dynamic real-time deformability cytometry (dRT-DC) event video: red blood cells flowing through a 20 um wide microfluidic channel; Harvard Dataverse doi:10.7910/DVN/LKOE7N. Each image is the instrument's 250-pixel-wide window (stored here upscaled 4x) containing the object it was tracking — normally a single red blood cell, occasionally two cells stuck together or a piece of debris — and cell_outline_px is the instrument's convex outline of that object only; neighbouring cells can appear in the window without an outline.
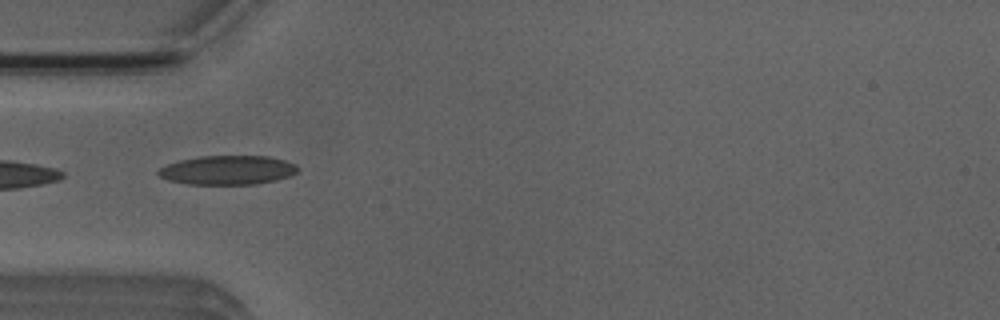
{"species": "Egyptian fruit bat (a non-hibernating species)", "species_latin": "Rousettus aegyptiacus", "temperature_condition": "room temperature", "stored_images_in_passage": 7, "camera_frame_rate_fps": 3000, "um_per_image_px": 0.085, "animal": {"sex": "male"}, "frame": {"image": 1, "passage_image": 1, "time_ms": 0.0, "image_size_px": [1000, 320], "cell_outline_px": [[296, 172], [288, 176], [276, 180], [256, 184], [188, 184], [168, 180], [160, 176], [156, 172], [160, 168], [168, 164], [180, 160], [196, 156], [268, 156], [284, 160], [296, 164]], "centroid_in_image_um": [19.32, 14.45], "position_along_channel_um": 65.7, "area_um2": 23.52}}
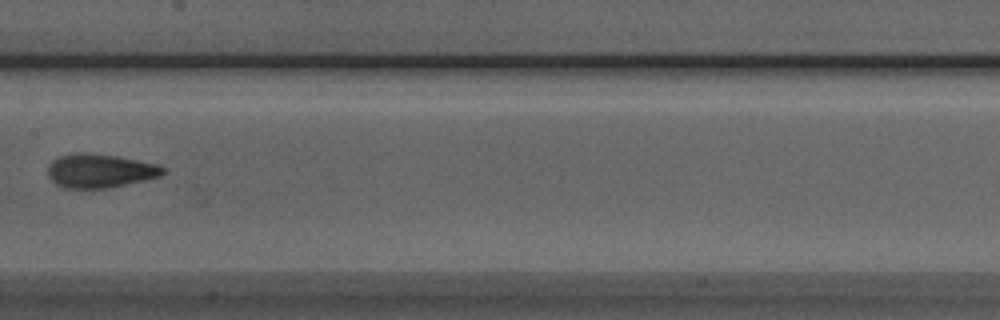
{"frame": {"image": 2, "passage_image": 4, "time_ms": 3.333, "image_size_px": [1000, 320], "cell_outline_px": [[164, 172], [160, 176], [144, 180], [108, 188], [64, 188], [56, 184], [48, 176], [48, 164], [52, 160], [60, 156], [72, 152], [88, 152], [116, 156], [156, 164], [164, 168]], "centroid_in_image_um": [8.44, 14.51], "position_along_channel_um": 199.0, "area_um2": 22.66}}
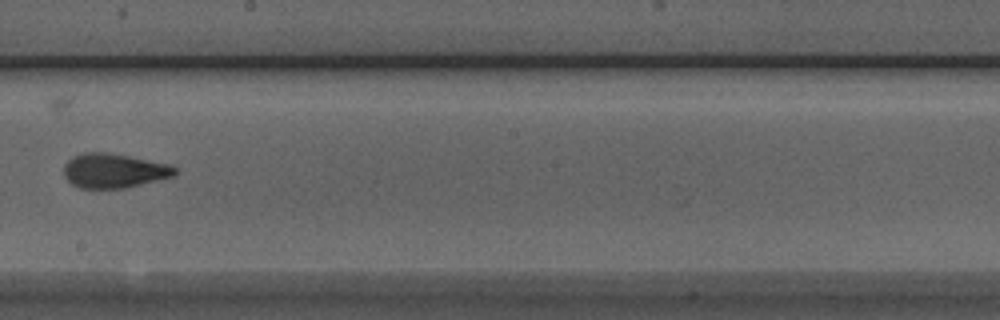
{"frame": {"image": 3, "passage_image": 5, "time_ms": 4.333, "image_size_px": [1000, 320], "cell_outline_px": [[176, 172], [172, 176], [124, 188], [80, 188], [72, 184], [64, 176], [64, 164], [72, 156], [84, 152], [108, 152], [172, 164], [176, 168]], "centroid_in_image_um": [9.66, 14.49], "position_along_channel_um": 238.5, "area_um2": 22.25}}